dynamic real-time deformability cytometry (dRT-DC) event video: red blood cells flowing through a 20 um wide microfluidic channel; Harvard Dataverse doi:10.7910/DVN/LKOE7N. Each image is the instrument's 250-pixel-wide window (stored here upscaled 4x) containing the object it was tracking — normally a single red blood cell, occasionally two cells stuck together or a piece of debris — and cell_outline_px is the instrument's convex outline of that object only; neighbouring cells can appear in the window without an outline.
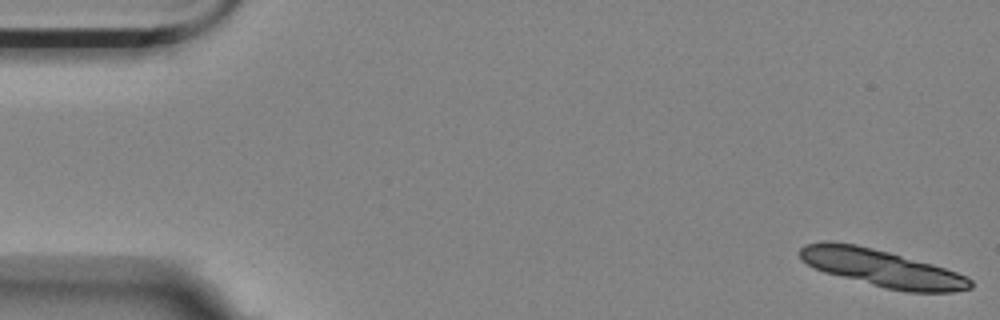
{"species": "Egyptian fruit bat (a non-hibernating species)", "species_latin": "Rousettus aegyptiacus", "temperature_condition": "room temperature", "stored_images_in_passage": 14, "camera_frame_rate_fps": 3000, "um_per_image_px": 0.085, "animal": {"sex": "female"}, "frame": {"image": 1, "passage_image": 1, "time_ms": 0.0, "image_size_px": [1000, 320], "cell_outline_px": [[972, 288], [952, 292], [908, 292], [884, 288], [824, 272], [808, 264], [800, 256], [800, 248], [808, 244], [824, 240], [832, 240], [856, 244], [888, 252], [932, 264], [968, 276], [972, 280]], "centroid_in_image_um": [74.96, 22.79], "position_along_channel_um": 10.0, "area_um2": 36.76}}